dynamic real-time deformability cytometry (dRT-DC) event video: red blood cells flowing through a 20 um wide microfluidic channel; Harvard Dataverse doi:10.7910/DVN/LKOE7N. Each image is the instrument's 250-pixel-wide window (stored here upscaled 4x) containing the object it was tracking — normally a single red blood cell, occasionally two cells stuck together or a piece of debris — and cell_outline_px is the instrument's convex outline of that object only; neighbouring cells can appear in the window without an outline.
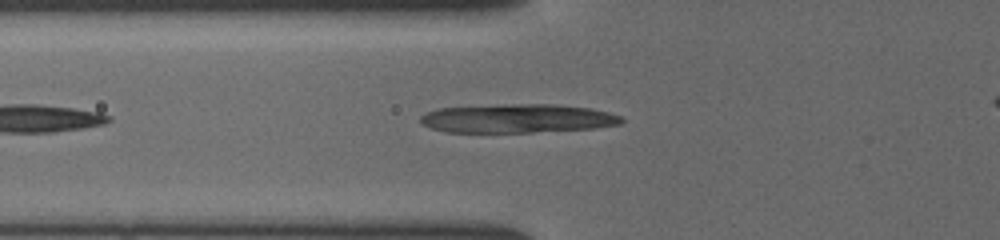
{"species": "common noctule bat (a hibernating species)", "species_latin": "Nyctalus noctula", "temperature_condition": "cold", "stored_images_in_passage": 35, "camera_frame_rate_fps": 3000, "um_per_image_px": 0.085, "animal": {"sex": "female", "body_mass_g": 19.5, "forearm_length_mm": 54.1}, "frame": {"image": 1, "passage_image": 4, "time_ms": 1.0, "image_size_px": [1000, 240], "cell_outline_px": [[624, 120], [620, 124], [592, 128], [532, 132], [444, 132], [432, 128], [424, 124], [420, 120], [420, 116], [428, 112], [440, 108], [512, 104], [552, 104], [588, 108], [608, 112], [620, 116]], "centroid_in_image_um": [43.98, 10.07], "position_along_channel_um": 81.8, "area_um2": 33.29}}
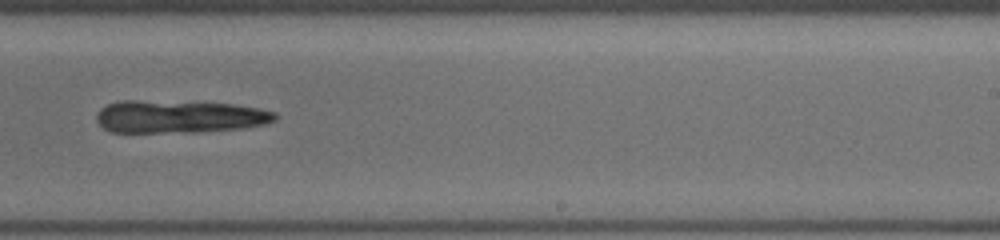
{"frame": {"image": 2, "passage_image": 18, "time_ms": 5.667, "image_size_px": [1000, 240], "cell_outline_px": [[276, 120], [264, 124], [244, 128], [196, 132], [112, 132], [104, 128], [96, 120], [96, 116], [100, 108], [108, 104], [120, 100], [136, 100], [232, 104], [260, 108], [276, 112]], "centroid_in_image_um": [15.23, 9.91], "position_along_channel_um": 273.8, "area_um2": 33.99}}
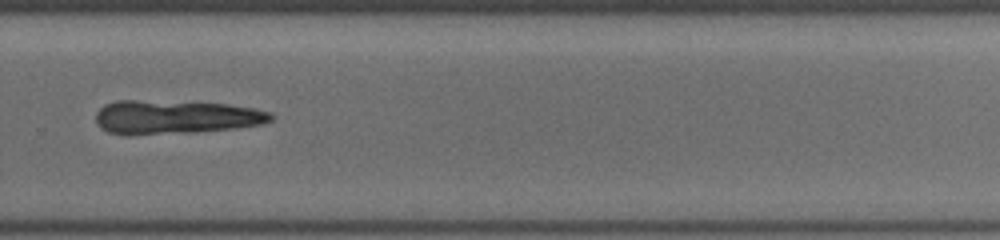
{"frame": {"image": 3, "passage_image": 21, "time_ms": 6.667, "image_size_px": [1000, 240], "cell_outline_px": [[276, 116], [272, 120], [260, 124], [236, 128], [196, 132], [108, 132], [100, 128], [96, 120], [96, 112], [104, 104], [116, 100], [136, 100], [224, 104], [252, 108], [272, 112]], "centroid_in_image_um": [14.97, 9.92], "position_along_channel_um": 314.8, "area_um2": 33.41}}